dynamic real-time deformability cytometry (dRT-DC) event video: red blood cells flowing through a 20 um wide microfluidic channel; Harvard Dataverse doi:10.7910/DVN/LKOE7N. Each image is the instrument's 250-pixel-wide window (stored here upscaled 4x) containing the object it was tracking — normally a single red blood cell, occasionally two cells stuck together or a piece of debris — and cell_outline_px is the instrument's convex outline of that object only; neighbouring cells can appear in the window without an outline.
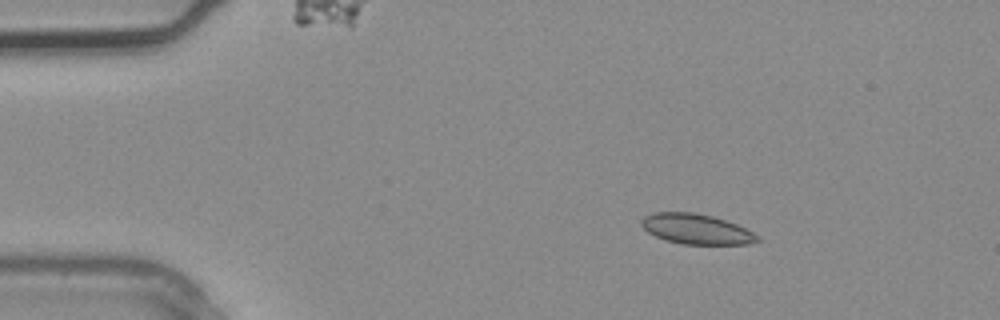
{"species": "common noctule bat (a hibernating species)", "species_latin": "Nyctalus noctula", "temperature_condition": "warm", "stored_images_in_passage": 2, "camera_frame_rate_fps": 3000, "um_per_image_px": 0.085, "animal": {"sex": "male", "body_mass_g": 20.4}, "frame": {"image": 1, "passage_image": 1, "time_ms": 0.0, "image_size_px": [1000, 320], "cell_outline_px": [[760, 240], [748, 244], [684, 244], [664, 240], [648, 232], [640, 224], [640, 220], [644, 216], [652, 212], [692, 212], [712, 216], [736, 224], [760, 236]], "centroid_in_image_um": [59.16, 19.47], "position_along_channel_um": 25.8, "area_um2": 20.35}}
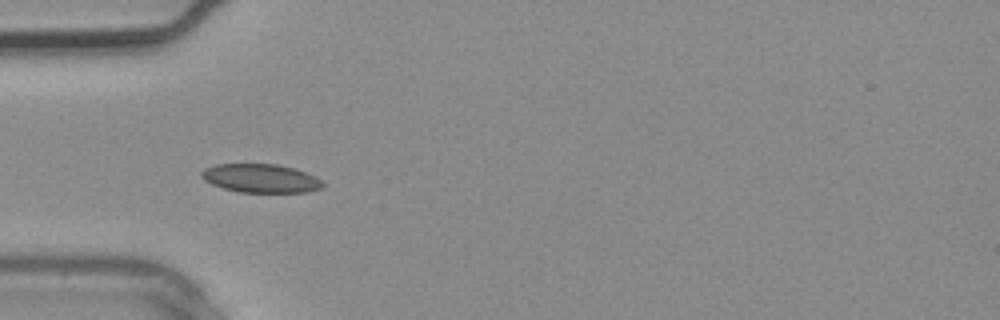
{"frame": {"image": 2, "passage_image": 2, "time_ms": 0.333, "image_size_px": [1000, 320], "cell_outline_px": [[324, 184], [320, 188], [308, 192], [240, 192], [224, 188], [212, 184], [204, 180], [200, 176], [200, 172], [204, 168], [216, 164], [276, 164], [292, 168], [304, 172], [320, 180]], "centroid_in_image_um": [22.1, 15.15], "position_along_channel_um": 62.9, "area_um2": 20.0}}